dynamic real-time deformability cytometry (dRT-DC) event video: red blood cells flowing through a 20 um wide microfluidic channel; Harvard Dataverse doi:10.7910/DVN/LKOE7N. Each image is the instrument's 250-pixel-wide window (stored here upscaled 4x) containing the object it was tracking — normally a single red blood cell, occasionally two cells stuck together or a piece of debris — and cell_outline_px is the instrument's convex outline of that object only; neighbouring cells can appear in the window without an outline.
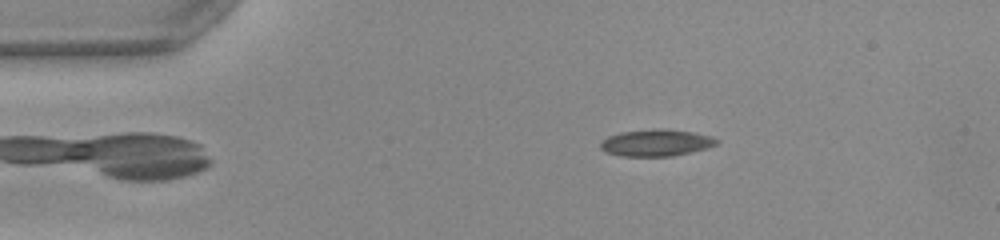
{"species": "common noctule bat (a hibernating species)", "species_latin": "Nyctalus noctula", "temperature_condition": "warm", "stored_images_in_passage": 43, "camera_frame_rate_fps": 3000, "um_per_image_px": 0.085, "animal": {"sex": "female", "body_mass_g": 22.0, "forearm_length_mm": 56.7}, "frame": {"image": 1, "passage_image": 2, "time_ms": 0.333, "image_size_px": [1000, 240], "cell_outline_px": [[720, 140], [716, 144], [708, 148], [672, 156], [620, 156], [604, 152], [600, 148], [600, 144], [608, 136], [620, 132], [660, 128], [664, 128], [692, 132], [712, 136]], "centroid_in_image_um": [55.78, 12.13], "position_along_channel_um": 29.2, "area_um2": 18.21}}
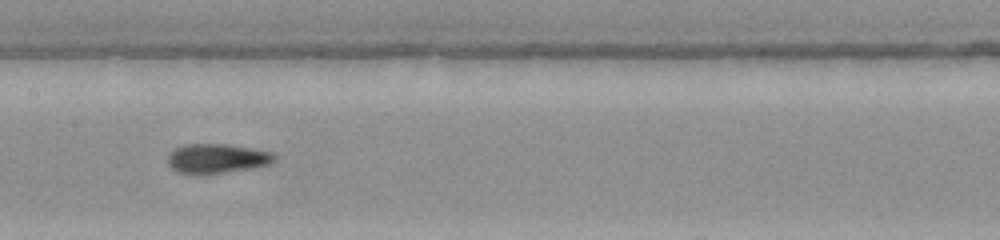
{"frame": {"image": 2, "passage_image": 18, "time_ms": 5.667, "image_size_px": [1000, 240], "cell_outline_px": [[276, 160], [272, 164], [248, 168], [220, 172], [176, 172], [168, 164], [168, 156], [176, 148], [184, 144], [228, 144], [252, 148], [272, 152], [276, 156]], "centroid_in_image_um": [18.48, 13.43], "position_along_channel_um": 188.9, "area_um2": 17.8}}
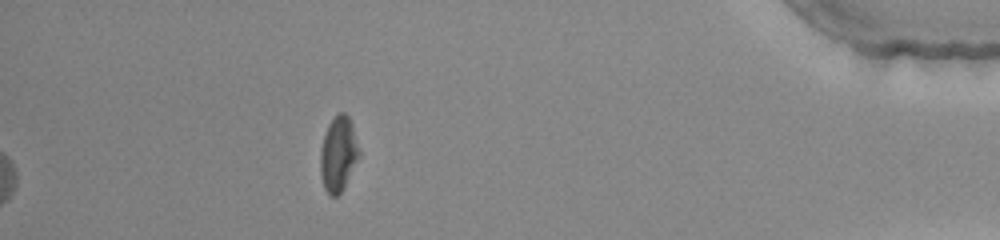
{"frame": {"image": 3, "passage_image": 38, "time_ms": 12.333, "image_size_px": [1000, 240], "cell_outline_px": [[360, 152], [344, 188], [336, 196], [332, 196], [324, 188], [320, 172], [320, 152], [324, 136], [328, 124], [336, 112], [344, 112], [348, 116], [352, 124]], "centroid_in_image_um": [28.74, 13.05], "position_along_channel_um": 406.5, "area_um2": 16.76}, "authors_computed_cell_mechanics": {"area_um2": 17.629, "velocity_mm_per_s": 4.0235, "shape_relaxation_time_tau1_ms": 3.8407, "shape_relaxation_time_tau2_ms": 3.903, "deformation_change_tau1": 0.1163, "deformation_change_tau2": 0.1227}}